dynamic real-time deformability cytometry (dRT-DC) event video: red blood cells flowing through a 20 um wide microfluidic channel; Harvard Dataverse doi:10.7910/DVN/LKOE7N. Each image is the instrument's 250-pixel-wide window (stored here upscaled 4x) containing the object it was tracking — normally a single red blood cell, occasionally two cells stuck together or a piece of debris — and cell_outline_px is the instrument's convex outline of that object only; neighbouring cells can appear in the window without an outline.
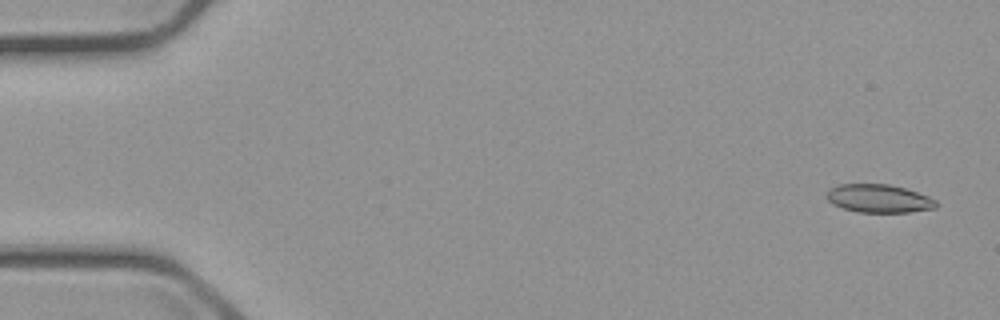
{"species": "common noctule bat (a hibernating species)", "species_latin": "Nyctalus noctula", "temperature_condition": "cold", "stored_images_in_passage": 6, "camera_frame_rate_fps": 3000, "um_per_image_px": 0.085, "animal": {"sex": "male", "body_mass_g": 23.1, "forearm_length_mm": 52.7}, "frame": {"image": 1, "passage_image": 1, "time_ms": 0.0, "image_size_px": [1000, 320], "cell_outline_px": [[936, 208], [908, 212], [856, 212], [832, 204], [824, 196], [824, 192], [828, 188], [840, 184], [888, 184], [904, 188], [928, 196], [936, 200]], "centroid_in_image_um": [74.63, 16.87], "position_along_channel_um": 10.4, "area_um2": 18.09}}
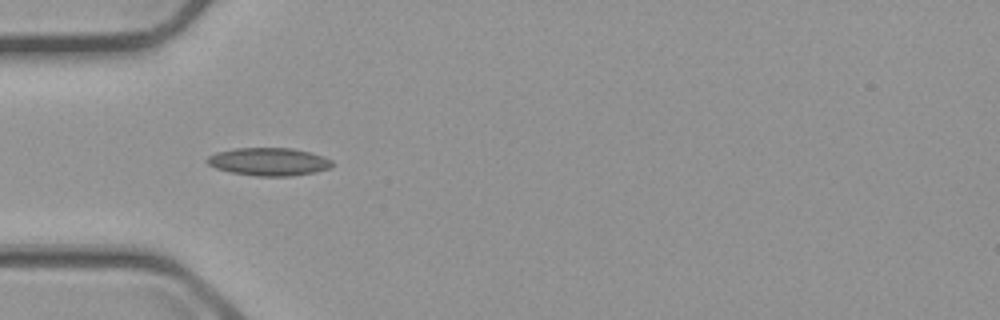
{"frame": {"image": 2, "passage_image": 5, "time_ms": 5.0, "image_size_px": [1000, 320], "cell_outline_px": [[332, 168], [316, 172], [292, 176], [256, 176], [232, 172], [216, 168], [208, 164], [204, 160], [208, 156], [216, 152], [236, 148], [292, 148], [312, 152], [324, 156], [332, 160]], "centroid_in_image_um": [22.88, 13.74], "position_along_channel_um": 62.1, "area_um2": 20.52}}
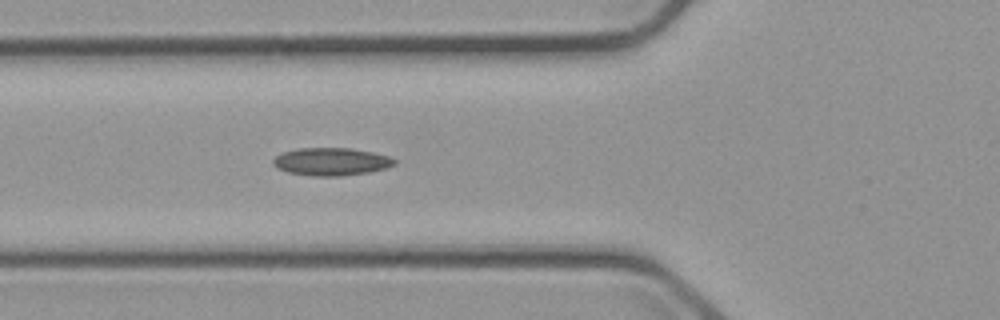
{"frame": {"image": 3, "passage_image": 6, "time_ms": 6.0, "image_size_px": [1000, 320], "cell_outline_px": [[396, 164], [388, 168], [368, 172], [340, 176], [312, 176], [288, 172], [276, 168], [272, 164], [272, 160], [280, 152], [296, 148], [352, 148], [372, 152], [388, 156], [396, 160]], "centroid_in_image_um": [28.13, 13.73], "position_along_channel_um": 97.7, "area_um2": 19.83}}